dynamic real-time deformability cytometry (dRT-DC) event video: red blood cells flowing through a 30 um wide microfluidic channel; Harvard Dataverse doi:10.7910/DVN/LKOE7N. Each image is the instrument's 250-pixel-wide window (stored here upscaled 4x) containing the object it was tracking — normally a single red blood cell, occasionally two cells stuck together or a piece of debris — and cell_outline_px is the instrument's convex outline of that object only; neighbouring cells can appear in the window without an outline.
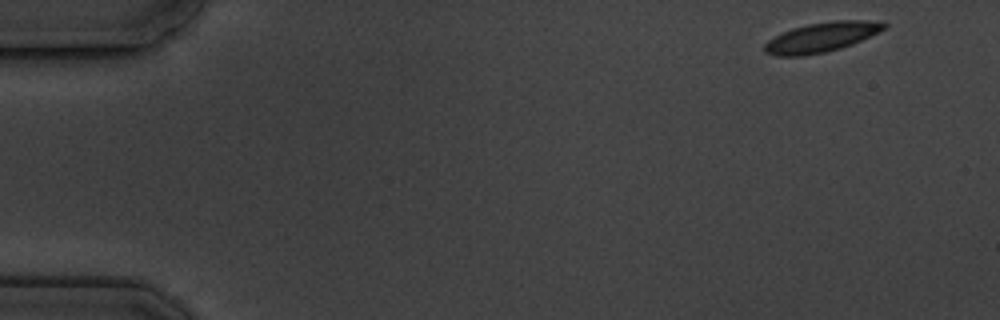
{"species": "common noctule bat (a hibernating species)", "species_latin": "Nyctalus noctula", "temperature_condition": "cold", "stored_images_in_passage": 6, "camera_frame_rate_fps": 3000, "um_per_image_px": 0.085, "animal": {"sex": "male", "body_mass_g": 19.5, "forearm_length_mm": 54.6}, "frame": {"image": 1, "passage_image": 1, "time_ms": 0.0, "image_size_px": [1000, 320], "cell_outline_px": [[888, 24], [884, 28], [852, 44], [840, 48], [824, 52], [804, 56], [776, 56], [764, 52], [764, 44], [768, 40], [792, 28], [808, 24], [836, 20], [884, 20]], "centroid_in_image_um": [69.82, 3.15], "position_along_channel_um": 15.2, "area_um2": 20.52}}
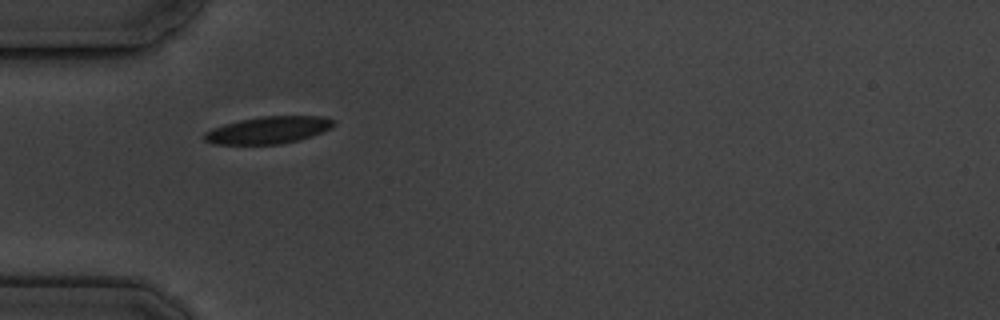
{"frame": {"image": 2, "passage_image": 5, "time_ms": 4.667, "image_size_px": [1000, 320], "cell_outline_px": [[336, 124], [332, 128], [312, 136], [280, 144], [216, 144], [204, 140], [204, 132], [212, 128], [224, 124], [240, 120], [260, 116], [324, 116], [336, 120]], "centroid_in_image_um": [22.85, 11.04], "position_along_channel_um": 62.2, "area_um2": 20.52}}